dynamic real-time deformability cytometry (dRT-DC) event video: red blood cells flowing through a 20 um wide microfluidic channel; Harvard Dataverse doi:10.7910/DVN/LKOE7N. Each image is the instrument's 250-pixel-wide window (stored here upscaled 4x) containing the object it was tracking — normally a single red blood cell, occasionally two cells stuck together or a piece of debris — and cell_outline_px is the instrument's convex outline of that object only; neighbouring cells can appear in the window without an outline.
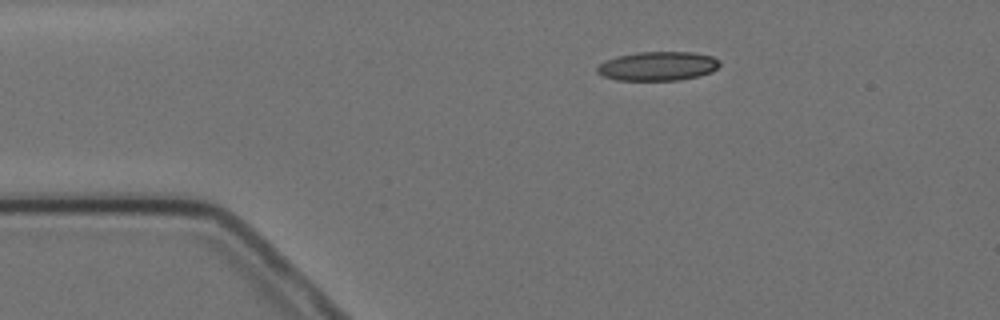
{"species": "Egyptian fruit bat (a non-hibernating species)", "species_latin": "Rousettus aegyptiacus", "temperature_condition": "cold", "stored_images_in_passage": 9, "camera_frame_rate_fps": 3000, "um_per_image_px": 0.085, "animal": {"sex": "female"}, "frame": {"image": 1, "passage_image": 1, "time_ms": 0.0, "image_size_px": [1000, 320], "cell_outline_px": [[720, 64], [712, 72], [700, 76], [680, 80], [616, 80], [604, 76], [596, 72], [596, 68], [604, 60], [616, 56], [636, 52], [692, 52], [712, 56], [720, 60]], "centroid_in_image_um": [55.91, 5.62], "position_along_channel_um": 29.1, "area_um2": 20.92}}
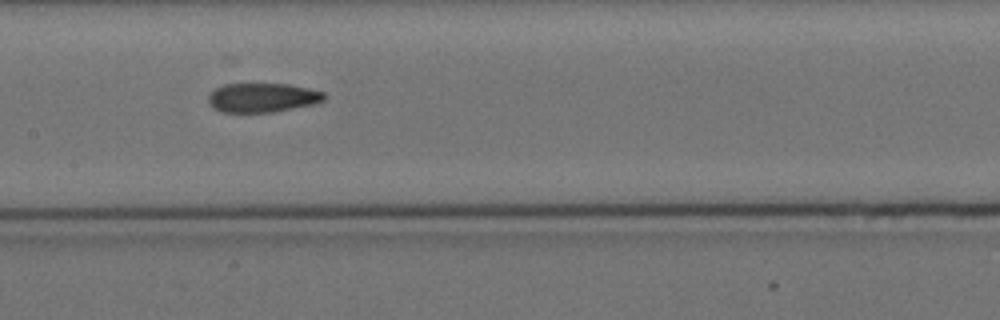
{"frame": {"image": 2, "passage_image": 6, "time_ms": 5.667, "image_size_px": [1000, 320], "cell_outline_px": [[328, 96], [324, 100], [312, 104], [272, 112], [224, 112], [212, 108], [208, 104], [208, 96], [216, 88], [224, 84], [288, 84], [308, 88], [324, 92]], "centroid_in_image_um": [22.3, 8.3], "position_along_channel_um": 185.1, "area_um2": 19.65}}
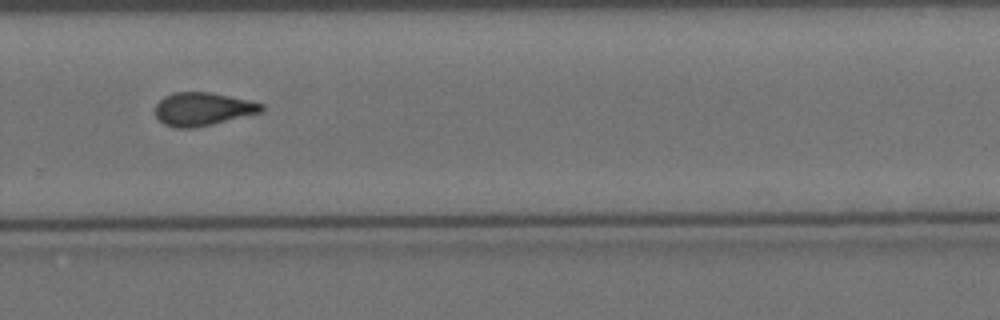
{"frame": {"image": 3, "passage_image": 9, "time_ms": 9.333, "image_size_px": [1000, 320], "cell_outline_px": [[264, 112], [212, 124], [192, 128], [176, 128], [164, 124], [156, 116], [156, 104], [164, 96], [172, 92], [208, 92], [248, 100], [264, 104]], "centroid_in_image_um": [17.24, 9.27], "position_along_channel_um": 312.6, "area_um2": 20.52}}